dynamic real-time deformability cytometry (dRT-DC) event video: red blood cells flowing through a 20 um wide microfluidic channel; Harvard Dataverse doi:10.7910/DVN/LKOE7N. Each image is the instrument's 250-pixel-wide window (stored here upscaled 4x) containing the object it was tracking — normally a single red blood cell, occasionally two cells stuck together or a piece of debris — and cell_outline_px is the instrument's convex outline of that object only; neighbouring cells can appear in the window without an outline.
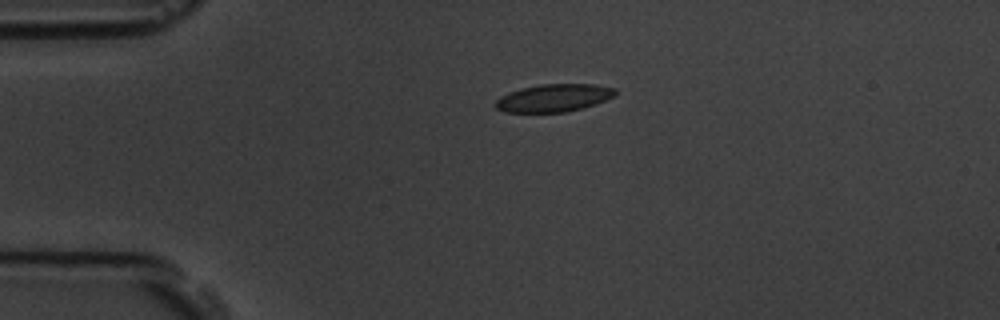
{"species": "common noctule bat (a hibernating species)", "species_latin": "Nyctalus noctula", "temperature_condition": "room temperature", "stored_images_in_passage": 2, "camera_frame_rate_fps": 3000, "um_per_image_px": 0.085, "animal": {"sex": "male", "body_mass_g": 19.5, "forearm_length_mm": 54.6}, "frame": {"image": 1, "passage_image": 1, "time_ms": 0.0, "image_size_px": [1000, 320], "cell_outline_px": [[616, 92], [612, 96], [604, 100], [568, 112], [504, 112], [496, 108], [492, 104], [500, 96], [508, 92], [520, 88], [540, 84], [592, 84], [616, 88]], "centroid_in_image_um": [46.98, 8.32], "position_along_channel_um": 38.0, "area_um2": 19.25}}